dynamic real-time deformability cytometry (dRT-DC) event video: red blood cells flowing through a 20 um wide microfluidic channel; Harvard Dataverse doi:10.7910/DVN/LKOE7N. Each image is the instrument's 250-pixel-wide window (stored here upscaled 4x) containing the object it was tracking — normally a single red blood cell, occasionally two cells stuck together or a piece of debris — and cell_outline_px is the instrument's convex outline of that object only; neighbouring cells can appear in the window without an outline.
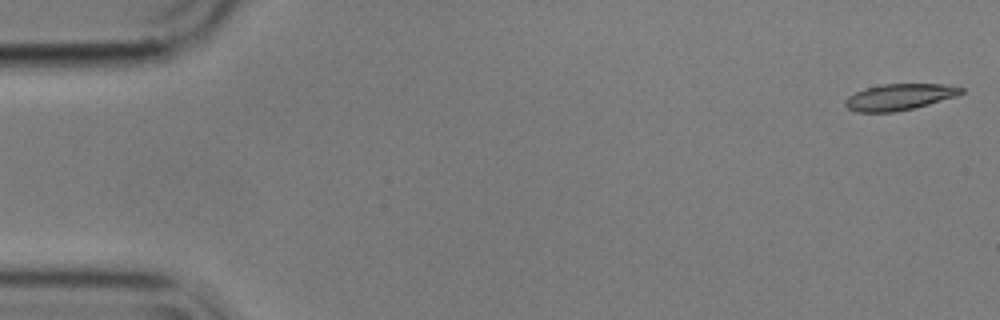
{"species": "common noctule bat (a hibernating species)", "species_latin": "Nyctalus noctula", "temperature_condition": "cold", "stored_images_in_passage": 5, "camera_frame_rate_fps": 3000, "um_per_image_px": 0.085, "animal": {"sex": "male", "body_mass_g": 17.9}, "frame": {"image": 1, "passage_image": 1, "time_ms": 0.0, "image_size_px": [1000, 320], "cell_outline_px": [[964, 92], [956, 96], [916, 108], [896, 112], [856, 112], [848, 108], [844, 104], [844, 100], [848, 96], [856, 92], [868, 88], [884, 84], [944, 84], [964, 88]], "centroid_in_image_um": [76.46, 8.25], "position_along_channel_um": 8.5, "area_um2": 17.74}}